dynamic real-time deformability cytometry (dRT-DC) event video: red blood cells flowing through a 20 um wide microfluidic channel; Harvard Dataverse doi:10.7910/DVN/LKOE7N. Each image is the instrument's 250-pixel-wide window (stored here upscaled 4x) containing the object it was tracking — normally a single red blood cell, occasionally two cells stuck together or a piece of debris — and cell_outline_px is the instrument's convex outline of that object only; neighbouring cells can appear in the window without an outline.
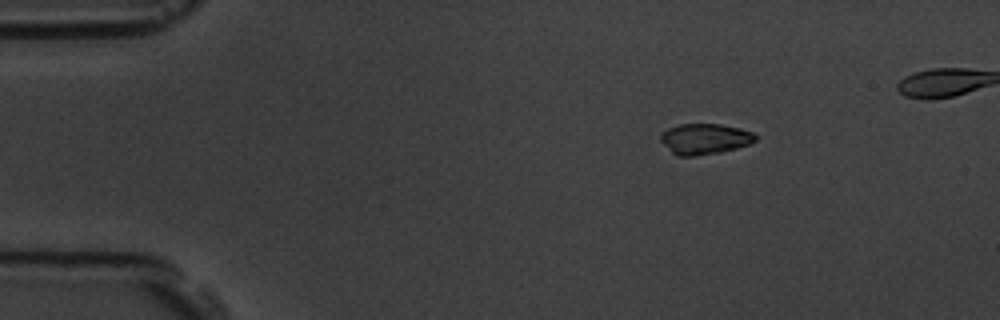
{"species": "common noctule bat (a hibernating species)", "species_latin": "Nyctalus noctula", "temperature_condition": "room temperature", "stored_images_in_passage": 9, "camera_frame_rate_fps": 3000, "um_per_image_px": 0.085, "animal": {"sex": "male", "body_mass_g": 19.5, "forearm_length_mm": 54.6}, "frame": {"image": 1, "passage_image": 1, "time_ms": 0.0, "image_size_px": [1000, 320], "cell_outline_px": [[756, 140], [748, 144], [736, 148], [720, 152], [696, 156], [676, 156], [660, 140], [660, 136], [668, 128], [680, 124], [720, 124], [740, 128], [752, 132], [756, 136]], "centroid_in_image_um": [59.9, 11.81], "position_along_channel_um": 25.1, "area_um2": 16.82}}
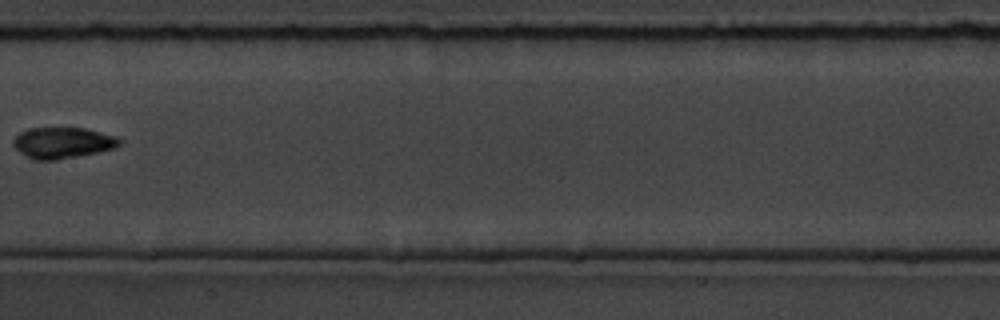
{"frame": {"image": 2, "passage_image": 7, "time_ms": 7.0, "image_size_px": [1000, 320], "cell_outline_px": [[120, 144], [112, 148], [96, 152], [56, 160], [32, 160], [20, 152], [12, 144], [12, 140], [20, 132], [28, 128], [84, 128], [116, 136], [120, 140]], "centroid_in_image_um": [5.26, 12.13], "position_along_channel_um": 202.1, "area_um2": 19.02}}
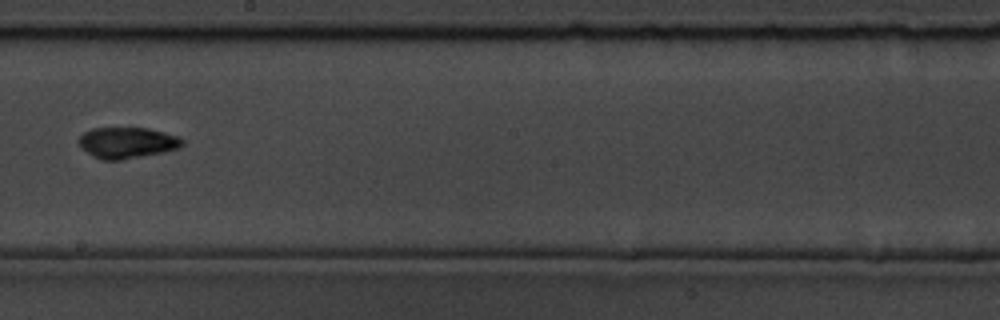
{"frame": {"image": 3, "passage_image": 8, "time_ms": 8.0, "image_size_px": [1000, 320], "cell_outline_px": [[184, 144], [180, 148], [120, 160], [100, 160], [92, 156], [80, 148], [76, 140], [84, 132], [92, 128], [148, 128], [180, 136], [184, 140]], "centroid_in_image_um": [10.77, 12.12], "position_along_channel_um": 237.4, "area_um2": 18.9}}